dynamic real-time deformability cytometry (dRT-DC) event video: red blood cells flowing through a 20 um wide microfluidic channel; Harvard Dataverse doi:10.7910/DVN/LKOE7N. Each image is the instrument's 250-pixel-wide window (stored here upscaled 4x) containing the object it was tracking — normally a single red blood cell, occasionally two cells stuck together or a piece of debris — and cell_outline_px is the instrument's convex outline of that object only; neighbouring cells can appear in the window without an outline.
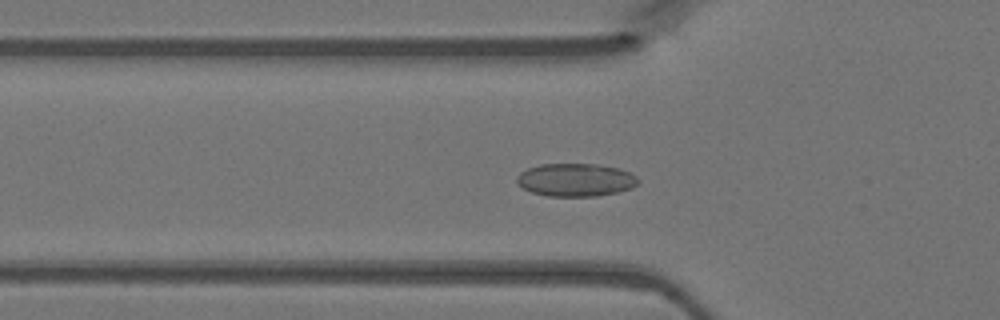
{"species": "Egyptian fruit bat (a non-hibernating species)", "species_latin": "Rousettus aegyptiacus", "temperature_condition": "warm", "stored_images_in_passage": 48, "camera_frame_rate_fps": 3000, "um_per_image_px": 0.085, "animal": {"sex": "female"}, "frame": {"image": 1, "passage_image": 16, "time_ms": 5.0, "image_size_px": [1000, 320], "cell_outline_px": [[640, 180], [632, 188], [616, 192], [596, 196], [548, 196], [532, 192], [524, 188], [516, 180], [516, 176], [520, 172], [528, 168], [540, 164], [600, 164], [620, 168], [636, 176]], "centroid_in_image_um": [48.94, 15.28], "position_along_channel_um": 76.9, "area_um2": 23.29}}
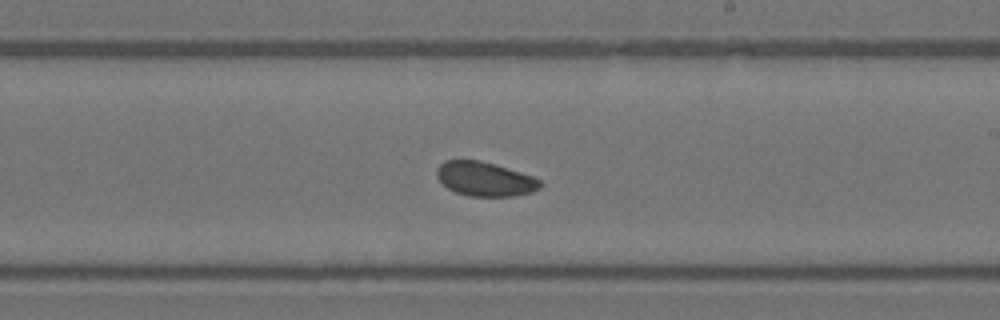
{"frame": {"image": 2, "passage_image": 28, "time_ms": 9.0, "image_size_px": [1000, 320], "cell_outline_px": [[544, 184], [540, 188], [532, 192], [512, 196], [468, 196], [456, 192], [448, 188], [436, 176], [436, 168], [444, 160], [480, 160], [520, 172], [532, 176], [540, 180]], "centroid_in_image_um": [41.21, 15.21], "position_along_channel_um": 247.8, "area_um2": 20.58}}
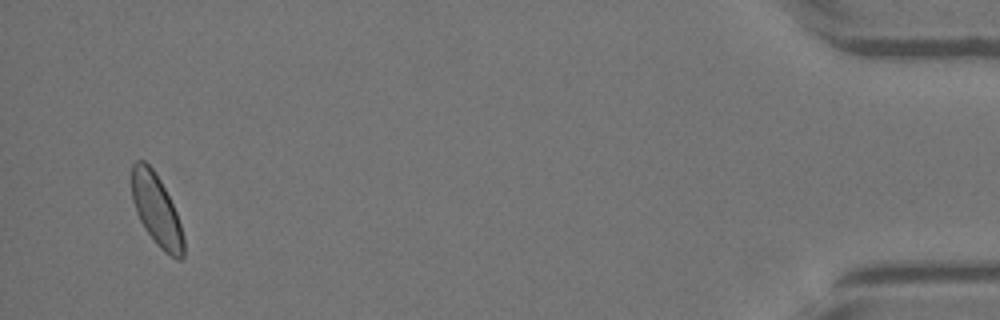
{"frame": {"image": 3, "passage_image": 46, "time_ms": 15.0, "image_size_px": [1000, 320], "cell_outline_px": [[184, 256], [180, 260], [176, 260], [164, 252], [156, 244], [144, 228], [136, 212], [132, 200], [132, 164], [136, 160], [144, 160], [152, 168], [160, 180], [176, 212], [184, 236]], "centroid_in_image_um": [13.3, 17.89], "position_along_channel_um": 421.9, "area_um2": 21.56}}